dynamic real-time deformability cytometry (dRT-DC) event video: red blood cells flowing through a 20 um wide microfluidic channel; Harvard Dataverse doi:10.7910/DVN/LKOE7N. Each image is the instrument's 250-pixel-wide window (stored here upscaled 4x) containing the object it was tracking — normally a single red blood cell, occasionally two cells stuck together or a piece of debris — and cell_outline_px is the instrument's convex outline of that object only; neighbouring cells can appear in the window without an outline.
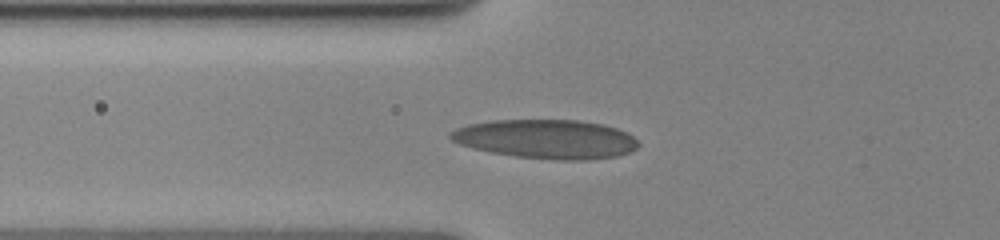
{"species": "human", "species_latin": "Homo sapiens", "temperature_condition": "cold", "stored_images_in_passage": 43, "camera_frame_rate_fps": 3000, "um_per_image_px": 0.085, "donor": {"sex": "female"}, "frame": {"image": 1, "passage_image": 8, "time_ms": 5.667, "image_size_px": [1000, 240], "cell_outline_px": [[640, 144], [636, 148], [628, 152], [616, 156], [588, 160], [556, 160], [516, 156], [492, 152], [472, 148], [460, 144], [452, 140], [448, 136], [448, 132], [456, 128], [468, 124], [492, 120], [580, 120], [604, 124], [628, 132]], "centroid_in_image_um": [46.42, 11.81], "position_along_channel_um": 79.4, "area_um2": 42.89}}
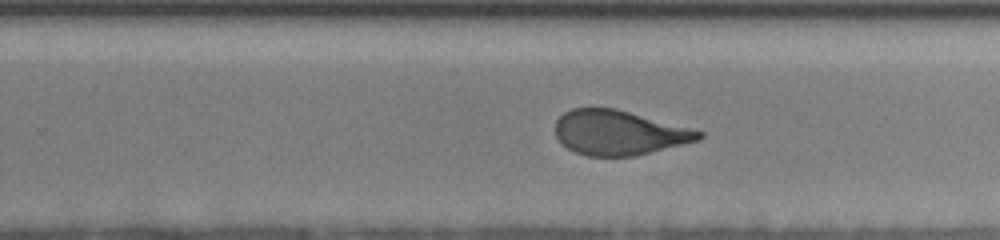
{"frame": {"image": 2, "passage_image": 25, "time_ms": 11.333, "image_size_px": [1000, 240], "cell_outline_px": [[704, 136], [700, 140], [636, 156], [588, 156], [576, 152], [568, 148], [556, 136], [556, 120], [564, 112], [572, 108], [616, 108], [704, 132]], "centroid_in_image_um": [52.62, 11.28], "position_along_channel_um": 277.2, "area_um2": 37.17}}
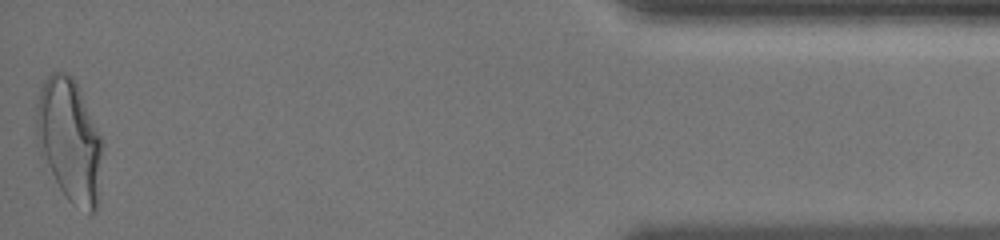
{"frame": {"image": 3, "passage_image": 43, "time_ms": 17.333, "image_size_px": [1000, 240], "cell_outline_px": [[104, 144], [96, 208], [92, 212], [88, 212], [72, 204], [64, 196], [40, 156], [36, 140], [36, 104], [40, 88], [44, 80], [52, 72], [64, 72], [72, 76], [80, 92]], "centroid_in_image_um": [5.87, 11.93], "position_along_channel_um": 429.3, "area_um2": 47.34}, "authors_computed_cell_mechanics": {"area_um2": 39.1306, "velocity_mm_per_s": 3.5071, "shape_relaxation_time_tau1_ms": 4.6991, "shape_relaxation_time_tau2_ms": 1.0754, "deformation_change_tau1": 0.1841, "deformation_change_tau2": 0.0799}}